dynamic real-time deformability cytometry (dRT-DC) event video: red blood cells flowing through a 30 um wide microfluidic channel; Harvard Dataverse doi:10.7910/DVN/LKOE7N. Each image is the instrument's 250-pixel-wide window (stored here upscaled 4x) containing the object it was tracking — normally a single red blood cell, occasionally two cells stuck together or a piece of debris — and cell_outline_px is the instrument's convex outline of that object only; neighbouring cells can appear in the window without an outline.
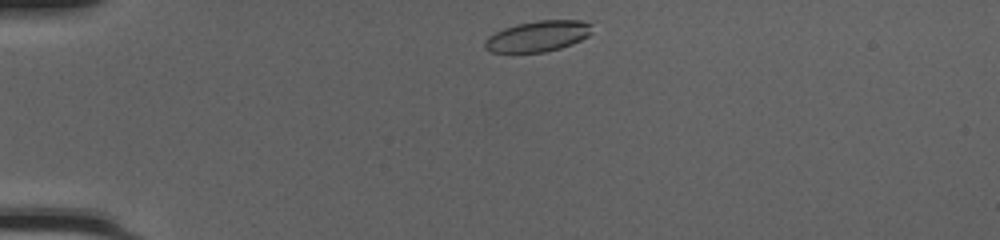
{"species": "common noctule bat (a hibernating species)", "species_latin": "Nyctalus noctula", "temperature_condition": "cold", "stored_images_in_passage": 39, "camera_frame_rate_fps": 3000, "um_per_image_px": 0.085, "animal": {"sex": "female", "body_mass_g": 20.0, "forearm_length_mm": 54.0}, "frame": {"image": 1, "passage_image": 1, "time_ms": 0.0, "image_size_px": [1000, 240], "cell_outline_px": [[592, 32], [588, 36], [572, 44], [560, 48], [544, 52], [492, 52], [484, 48], [484, 40], [488, 36], [504, 28], [516, 24], [540, 20], [580, 20], [592, 24]], "centroid_in_image_um": [45.72, 3.07], "position_along_channel_um": 39.3, "area_um2": 19.25}}
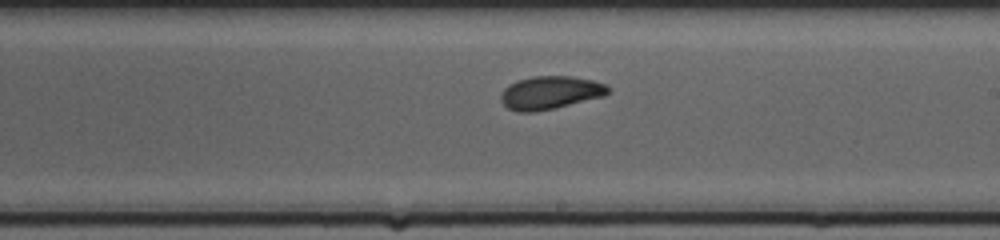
{"frame": {"image": 2, "passage_image": 19, "time_ms": 6.0, "image_size_px": [1000, 240], "cell_outline_px": [[608, 92], [604, 96], [556, 108], [536, 112], [516, 112], [508, 108], [500, 100], [500, 96], [504, 88], [508, 84], [516, 80], [532, 76], [572, 76], [592, 80], [608, 84]], "centroid_in_image_um": [46.74, 7.88], "position_along_channel_um": 242.3, "area_um2": 20.92}}
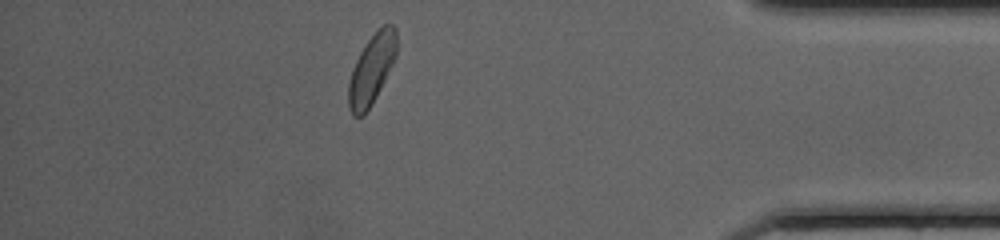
{"frame": {"image": 3, "passage_image": 33, "time_ms": 10.667, "image_size_px": [1000, 240], "cell_outline_px": [[396, 56], [372, 104], [364, 116], [352, 116], [348, 108], [348, 84], [352, 68], [360, 52], [368, 40], [384, 24], [392, 24], [396, 28]], "centroid_in_image_um": [31.56, 5.92], "position_along_channel_um": 403.6, "area_um2": 19.36}, "authors_computed_cell_mechanics": {"area_um2": 20.3456, "velocity_mm_per_s": 4.1961, "shape_relaxation_time_tau1_ms": 3.831, "shape_relaxation_time_tau2_ms": 2.5366, "deformation_change_tau1": 0.1245, "deformation_change_tau2": 0.0733}}